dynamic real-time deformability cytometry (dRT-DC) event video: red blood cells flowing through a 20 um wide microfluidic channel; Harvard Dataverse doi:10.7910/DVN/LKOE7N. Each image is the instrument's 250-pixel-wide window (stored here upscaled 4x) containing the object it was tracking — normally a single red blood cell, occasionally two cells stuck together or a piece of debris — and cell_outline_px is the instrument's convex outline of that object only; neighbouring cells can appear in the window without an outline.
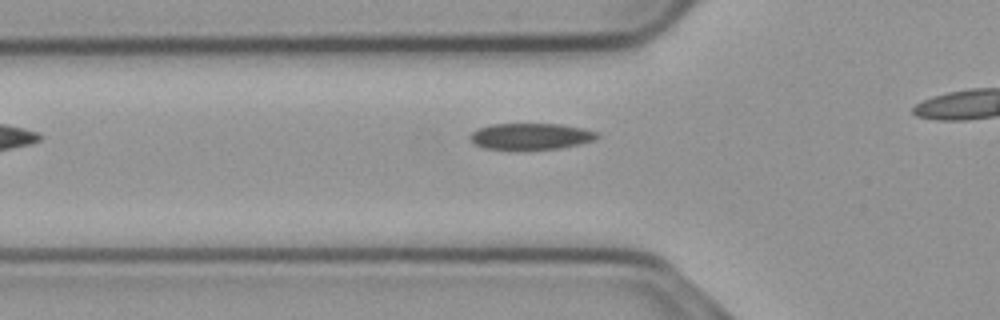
{"species": "common noctule bat (a hibernating species)", "species_latin": "Nyctalus noctula", "temperature_condition": "cold", "stored_images_in_passage": 29, "camera_frame_rate_fps": 3000, "um_per_image_px": 0.085, "animal": {"sex": "male", "body_mass_g": 23.1, "forearm_length_mm": 52.7}, "frame": {"image": 1, "passage_image": 3, "time_ms": 0.667, "image_size_px": [1000, 320], "cell_outline_px": [[600, 136], [592, 140], [580, 144], [560, 148], [484, 148], [476, 144], [468, 136], [476, 128], [492, 124], [560, 124], [584, 128], [600, 132]], "centroid_in_image_um": [45.15, 11.56], "position_along_channel_um": 80.6, "area_um2": 19.19}}
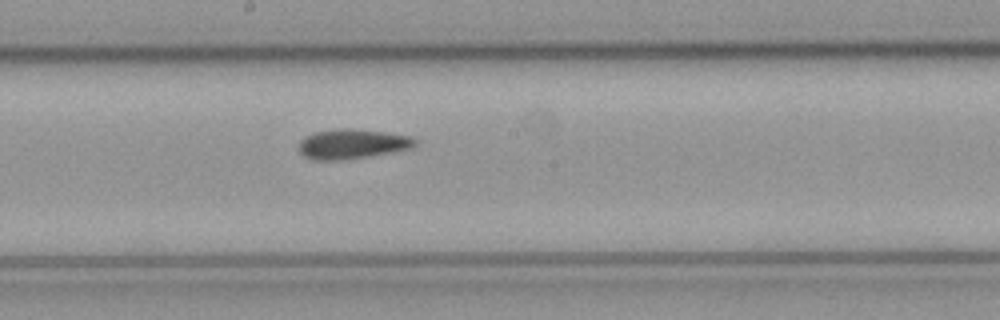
{"frame": {"image": 2, "passage_image": 14, "time_ms": 4.333, "image_size_px": [1000, 320], "cell_outline_px": [[416, 144], [412, 148], [392, 152], [344, 160], [312, 160], [304, 156], [300, 152], [300, 140], [304, 136], [316, 132], [340, 128], [344, 128], [384, 132], [412, 136], [416, 140]], "centroid_in_image_um": [29.93, 12.24], "position_along_channel_um": 218.3, "area_um2": 20.06}}
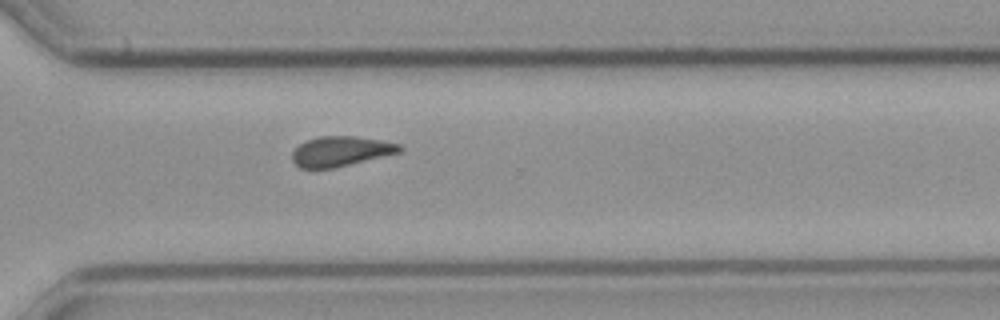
{"frame": {"image": 3, "passage_image": 24, "time_ms": 7.667, "image_size_px": [1000, 320], "cell_outline_px": [[404, 148], [400, 152], [336, 168], [300, 168], [292, 160], [292, 152], [300, 144], [308, 140], [320, 136], [356, 136], [380, 140], [400, 144]], "centroid_in_image_um": [28.98, 12.86], "position_along_channel_um": 341.6, "area_um2": 18.73}}